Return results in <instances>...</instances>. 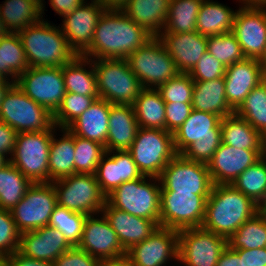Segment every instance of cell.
Instances as JSON below:
<instances>
[{
    "label": "cell",
    "mask_w": 266,
    "mask_h": 266,
    "mask_svg": "<svg viewBox=\"0 0 266 266\" xmlns=\"http://www.w3.org/2000/svg\"><path fill=\"white\" fill-rule=\"evenodd\" d=\"M153 35L120 9H106L95 28L90 47L81 55L89 59H126Z\"/></svg>",
    "instance_id": "6da1fadb"
},
{
    "label": "cell",
    "mask_w": 266,
    "mask_h": 266,
    "mask_svg": "<svg viewBox=\"0 0 266 266\" xmlns=\"http://www.w3.org/2000/svg\"><path fill=\"white\" fill-rule=\"evenodd\" d=\"M257 210L258 204L233 185L213 184L201 227L228 239Z\"/></svg>",
    "instance_id": "7a4b0ae2"
},
{
    "label": "cell",
    "mask_w": 266,
    "mask_h": 266,
    "mask_svg": "<svg viewBox=\"0 0 266 266\" xmlns=\"http://www.w3.org/2000/svg\"><path fill=\"white\" fill-rule=\"evenodd\" d=\"M222 117L199 110H192L190 116L173 133L177 154L186 159L208 164L222 142Z\"/></svg>",
    "instance_id": "3957f363"
},
{
    "label": "cell",
    "mask_w": 266,
    "mask_h": 266,
    "mask_svg": "<svg viewBox=\"0 0 266 266\" xmlns=\"http://www.w3.org/2000/svg\"><path fill=\"white\" fill-rule=\"evenodd\" d=\"M59 28L42 18L18 32L29 67H61L77 56Z\"/></svg>",
    "instance_id": "277c9868"
},
{
    "label": "cell",
    "mask_w": 266,
    "mask_h": 266,
    "mask_svg": "<svg viewBox=\"0 0 266 266\" xmlns=\"http://www.w3.org/2000/svg\"><path fill=\"white\" fill-rule=\"evenodd\" d=\"M160 201L161 183L159 178L144 175L122 183L107 196V202L112 207L136 217L154 220L159 226Z\"/></svg>",
    "instance_id": "5b68a950"
},
{
    "label": "cell",
    "mask_w": 266,
    "mask_h": 266,
    "mask_svg": "<svg viewBox=\"0 0 266 266\" xmlns=\"http://www.w3.org/2000/svg\"><path fill=\"white\" fill-rule=\"evenodd\" d=\"M93 66L100 98L111 104H133L143 87L126 59H96Z\"/></svg>",
    "instance_id": "8992f818"
},
{
    "label": "cell",
    "mask_w": 266,
    "mask_h": 266,
    "mask_svg": "<svg viewBox=\"0 0 266 266\" xmlns=\"http://www.w3.org/2000/svg\"><path fill=\"white\" fill-rule=\"evenodd\" d=\"M142 175L159 178L176 155L173 134L166 130L140 127L127 150Z\"/></svg>",
    "instance_id": "52a82bcc"
},
{
    "label": "cell",
    "mask_w": 266,
    "mask_h": 266,
    "mask_svg": "<svg viewBox=\"0 0 266 266\" xmlns=\"http://www.w3.org/2000/svg\"><path fill=\"white\" fill-rule=\"evenodd\" d=\"M51 183L56 191L57 205L70 211L96 215L107 202L95 174L75 173Z\"/></svg>",
    "instance_id": "ba28073f"
},
{
    "label": "cell",
    "mask_w": 266,
    "mask_h": 266,
    "mask_svg": "<svg viewBox=\"0 0 266 266\" xmlns=\"http://www.w3.org/2000/svg\"><path fill=\"white\" fill-rule=\"evenodd\" d=\"M126 60L143 88L157 89L180 73L157 36H153Z\"/></svg>",
    "instance_id": "9c48e42d"
},
{
    "label": "cell",
    "mask_w": 266,
    "mask_h": 266,
    "mask_svg": "<svg viewBox=\"0 0 266 266\" xmlns=\"http://www.w3.org/2000/svg\"><path fill=\"white\" fill-rule=\"evenodd\" d=\"M53 128L40 132L18 133L10 163L32 183L49 182V147Z\"/></svg>",
    "instance_id": "30bf717a"
},
{
    "label": "cell",
    "mask_w": 266,
    "mask_h": 266,
    "mask_svg": "<svg viewBox=\"0 0 266 266\" xmlns=\"http://www.w3.org/2000/svg\"><path fill=\"white\" fill-rule=\"evenodd\" d=\"M0 121L18 133L51 130L55 125L53 114L22 92L14 84L0 105Z\"/></svg>",
    "instance_id": "8fae6325"
},
{
    "label": "cell",
    "mask_w": 266,
    "mask_h": 266,
    "mask_svg": "<svg viewBox=\"0 0 266 266\" xmlns=\"http://www.w3.org/2000/svg\"><path fill=\"white\" fill-rule=\"evenodd\" d=\"M209 195L161 192L160 226L176 231L201 227Z\"/></svg>",
    "instance_id": "7c38bea8"
},
{
    "label": "cell",
    "mask_w": 266,
    "mask_h": 266,
    "mask_svg": "<svg viewBox=\"0 0 266 266\" xmlns=\"http://www.w3.org/2000/svg\"><path fill=\"white\" fill-rule=\"evenodd\" d=\"M56 206V191L51 182L32 183L11 214L18 230L23 233L48 226Z\"/></svg>",
    "instance_id": "4fadbf2b"
},
{
    "label": "cell",
    "mask_w": 266,
    "mask_h": 266,
    "mask_svg": "<svg viewBox=\"0 0 266 266\" xmlns=\"http://www.w3.org/2000/svg\"><path fill=\"white\" fill-rule=\"evenodd\" d=\"M16 86L52 114L66 94L61 67H28L18 76Z\"/></svg>",
    "instance_id": "5bb4252c"
},
{
    "label": "cell",
    "mask_w": 266,
    "mask_h": 266,
    "mask_svg": "<svg viewBox=\"0 0 266 266\" xmlns=\"http://www.w3.org/2000/svg\"><path fill=\"white\" fill-rule=\"evenodd\" d=\"M161 192H191L210 195L213 182L208 165L186 159L177 154L163 169L160 177Z\"/></svg>",
    "instance_id": "9a60e30c"
},
{
    "label": "cell",
    "mask_w": 266,
    "mask_h": 266,
    "mask_svg": "<svg viewBox=\"0 0 266 266\" xmlns=\"http://www.w3.org/2000/svg\"><path fill=\"white\" fill-rule=\"evenodd\" d=\"M228 239L202 227L178 231V262L184 266H216Z\"/></svg>",
    "instance_id": "2e32d148"
},
{
    "label": "cell",
    "mask_w": 266,
    "mask_h": 266,
    "mask_svg": "<svg viewBox=\"0 0 266 266\" xmlns=\"http://www.w3.org/2000/svg\"><path fill=\"white\" fill-rule=\"evenodd\" d=\"M178 231L161 227L145 240L126 251L132 266H166L167 261H178Z\"/></svg>",
    "instance_id": "e0dca14e"
},
{
    "label": "cell",
    "mask_w": 266,
    "mask_h": 266,
    "mask_svg": "<svg viewBox=\"0 0 266 266\" xmlns=\"http://www.w3.org/2000/svg\"><path fill=\"white\" fill-rule=\"evenodd\" d=\"M232 33L246 58L257 59L266 46V7L243 5L236 10Z\"/></svg>",
    "instance_id": "ac0fdd59"
},
{
    "label": "cell",
    "mask_w": 266,
    "mask_h": 266,
    "mask_svg": "<svg viewBox=\"0 0 266 266\" xmlns=\"http://www.w3.org/2000/svg\"><path fill=\"white\" fill-rule=\"evenodd\" d=\"M106 10L97 0L83 2L71 13L63 16L61 28L70 48L82 55L91 45L95 28Z\"/></svg>",
    "instance_id": "d6986e66"
},
{
    "label": "cell",
    "mask_w": 266,
    "mask_h": 266,
    "mask_svg": "<svg viewBox=\"0 0 266 266\" xmlns=\"http://www.w3.org/2000/svg\"><path fill=\"white\" fill-rule=\"evenodd\" d=\"M264 155V150L238 149L221 142L207 164L213 184L232 185L243 171Z\"/></svg>",
    "instance_id": "ffe728a7"
},
{
    "label": "cell",
    "mask_w": 266,
    "mask_h": 266,
    "mask_svg": "<svg viewBox=\"0 0 266 266\" xmlns=\"http://www.w3.org/2000/svg\"><path fill=\"white\" fill-rule=\"evenodd\" d=\"M101 217L88 215L86 217L81 241L78 247L90 256L100 260L116 259L126 256V251L121 246L116 232L109 221L101 212Z\"/></svg>",
    "instance_id": "44dd1931"
},
{
    "label": "cell",
    "mask_w": 266,
    "mask_h": 266,
    "mask_svg": "<svg viewBox=\"0 0 266 266\" xmlns=\"http://www.w3.org/2000/svg\"><path fill=\"white\" fill-rule=\"evenodd\" d=\"M224 81L227 102L236 111L252 89L264 81L259 61L245 58L226 67Z\"/></svg>",
    "instance_id": "7402d4cb"
},
{
    "label": "cell",
    "mask_w": 266,
    "mask_h": 266,
    "mask_svg": "<svg viewBox=\"0 0 266 266\" xmlns=\"http://www.w3.org/2000/svg\"><path fill=\"white\" fill-rule=\"evenodd\" d=\"M180 73H189L207 51V36L197 31L160 33L157 36Z\"/></svg>",
    "instance_id": "603a6c76"
},
{
    "label": "cell",
    "mask_w": 266,
    "mask_h": 266,
    "mask_svg": "<svg viewBox=\"0 0 266 266\" xmlns=\"http://www.w3.org/2000/svg\"><path fill=\"white\" fill-rule=\"evenodd\" d=\"M71 247L61 231L44 226L21 233L18 251L29 258L54 262Z\"/></svg>",
    "instance_id": "cb8c5ba5"
},
{
    "label": "cell",
    "mask_w": 266,
    "mask_h": 266,
    "mask_svg": "<svg viewBox=\"0 0 266 266\" xmlns=\"http://www.w3.org/2000/svg\"><path fill=\"white\" fill-rule=\"evenodd\" d=\"M95 175L106 196L122 183L143 176L127 150L106 152L97 166Z\"/></svg>",
    "instance_id": "d4e9b609"
},
{
    "label": "cell",
    "mask_w": 266,
    "mask_h": 266,
    "mask_svg": "<svg viewBox=\"0 0 266 266\" xmlns=\"http://www.w3.org/2000/svg\"><path fill=\"white\" fill-rule=\"evenodd\" d=\"M102 213L116 232L125 251L147 239L159 227L154 220L136 217L112 207L108 202L102 208Z\"/></svg>",
    "instance_id": "484cf974"
},
{
    "label": "cell",
    "mask_w": 266,
    "mask_h": 266,
    "mask_svg": "<svg viewBox=\"0 0 266 266\" xmlns=\"http://www.w3.org/2000/svg\"><path fill=\"white\" fill-rule=\"evenodd\" d=\"M139 128L132 105L112 104L105 151L128 150Z\"/></svg>",
    "instance_id": "4316f807"
},
{
    "label": "cell",
    "mask_w": 266,
    "mask_h": 266,
    "mask_svg": "<svg viewBox=\"0 0 266 266\" xmlns=\"http://www.w3.org/2000/svg\"><path fill=\"white\" fill-rule=\"evenodd\" d=\"M111 105L105 99H95L90 107L74 120L67 129L74 135L95 141L105 147Z\"/></svg>",
    "instance_id": "83f0119b"
},
{
    "label": "cell",
    "mask_w": 266,
    "mask_h": 266,
    "mask_svg": "<svg viewBox=\"0 0 266 266\" xmlns=\"http://www.w3.org/2000/svg\"><path fill=\"white\" fill-rule=\"evenodd\" d=\"M170 0H128L120 10L153 36L165 28Z\"/></svg>",
    "instance_id": "f1b7e54d"
},
{
    "label": "cell",
    "mask_w": 266,
    "mask_h": 266,
    "mask_svg": "<svg viewBox=\"0 0 266 266\" xmlns=\"http://www.w3.org/2000/svg\"><path fill=\"white\" fill-rule=\"evenodd\" d=\"M191 104L193 110L216 114L222 118L235 112L226 99L224 77L209 81H194Z\"/></svg>",
    "instance_id": "f546056e"
},
{
    "label": "cell",
    "mask_w": 266,
    "mask_h": 266,
    "mask_svg": "<svg viewBox=\"0 0 266 266\" xmlns=\"http://www.w3.org/2000/svg\"><path fill=\"white\" fill-rule=\"evenodd\" d=\"M56 130L57 127L54 126L49 147V182L74 175V134L67 128H59L58 130L62 131L63 135L57 139L54 135Z\"/></svg>",
    "instance_id": "4dcf8cb0"
},
{
    "label": "cell",
    "mask_w": 266,
    "mask_h": 266,
    "mask_svg": "<svg viewBox=\"0 0 266 266\" xmlns=\"http://www.w3.org/2000/svg\"><path fill=\"white\" fill-rule=\"evenodd\" d=\"M85 67L92 69L86 70ZM61 69L66 92L83 96H99L93 59L77 55L71 62L61 66Z\"/></svg>",
    "instance_id": "1f68e13d"
},
{
    "label": "cell",
    "mask_w": 266,
    "mask_h": 266,
    "mask_svg": "<svg viewBox=\"0 0 266 266\" xmlns=\"http://www.w3.org/2000/svg\"><path fill=\"white\" fill-rule=\"evenodd\" d=\"M222 143L238 149L263 150V136L235 112L221 120Z\"/></svg>",
    "instance_id": "d6a6232c"
},
{
    "label": "cell",
    "mask_w": 266,
    "mask_h": 266,
    "mask_svg": "<svg viewBox=\"0 0 266 266\" xmlns=\"http://www.w3.org/2000/svg\"><path fill=\"white\" fill-rule=\"evenodd\" d=\"M235 13L217 1L203 0L196 20V31L207 37L232 32Z\"/></svg>",
    "instance_id": "836d02e7"
},
{
    "label": "cell",
    "mask_w": 266,
    "mask_h": 266,
    "mask_svg": "<svg viewBox=\"0 0 266 266\" xmlns=\"http://www.w3.org/2000/svg\"><path fill=\"white\" fill-rule=\"evenodd\" d=\"M132 106L139 127L166 130L165 102L157 89L143 88Z\"/></svg>",
    "instance_id": "e575fe53"
},
{
    "label": "cell",
    "mask_w": 266,
    "mask_h": 266,
    "mask_svg": "<svg viewBox=\"0 0 266 266\" xmlns=\"http://www.w3.org/2000/svg\"><path fill=\"white\" fill-rule=\"evenodd\" d=\"M0 16L12 33H18L43 18L41 8L31 0H5L0 4Z\"/></svg>",
    "instance_id": "d590c367"
},
{
    "label": "cell",
    "mask_w": 266,
    "mask_h": 266,
    "mask_svg": "<svg viewBox=\"0 0 266 266\" xmlns=\"http://www.w3.org/2000/svg\"><path fill=\"white\" fill-rule=\"evenodd\" d=\"M29 67L22 41L18 33L9 32L0 37V72L16 82ZM8 76V77H7Z\"/></svg>",
    "instance_id": "8d00e7d4"
},
{
    "label": "cell",
    "mask_w": 266,
    "mask_h": 266,
    "mask_svg": "<svg viewBox=\"0 0 266 266\" xmlns=\"http://www.w3.org/2000/svg\"><path fill=\"white\" fill-rule=\"evenodd\" d=\"M32 182L12 163L0 168V209L12 210Z\"/></svg>",
    "instance_id": "74e56055"
},
{
    "label": "cell",
    "mask_w": 266,
    "mask_h": 266,
    "mask_svg": "<svg viewBox=\"0 0 266 266\" xmlns=\"http://www.w3.org/2000/svg\"><path fill=\"white\" fill-rule=\"evenodd\" d=\"M203 0H170L165 28L161 33L196 31V20Z\"/></svg>",
    "instance_id": "f35d334b"
},
{
    "label": "cell",
    "mask_w": 266,
    "mask_h": 266,
    "mask_svg": "<svg viewBox=\"0 0 266 266\" xmlns=\"http://www.w3.org/2000/svg\"><path fill=\"white\" fill-rule=\"evenodd\" d=\"M228 246L231 249L266 248V221L256 213L228 238Z\"/></svg>",
    "instance_id": "ab89813d"
},
{
    "label": "cell",
    "mask_w": 266,
    "mask_h": 266,
    "mask_svg": "<svg viewBox=\"0 0 266 266\" xmlns=\"http://www.w3.org/2000/svg\"><path fill=\"white\" fill-rule=\"evenodd\" d=\"M235 113L249 122L262 136L266 133V80L252 89Z\"/></svg>",
    "instance_id": "60d3db41"
},
{
    "label": "cell",
    "mask_w": 266,
    "mask_h": 266,
    "mask_svg": "<svg viewBox=\"0 0 266 266\" xmlns=\"http://www.w3.org/2000/svg\"><path fill=\"white\" fill-rule=\"evenodd\" d=\"M232 185L259 204L266 198V156L243 171Z\"/></svg>",
    "instance_id": "b9f144b4"
},
{
    "label": "cell",
    "mask_w": 266,
    "mask_h": 266,
    "mask_svg": "<svg viewBox=\"0 0 266 266\" xmlns=\"http://www.w3.org/2000/svg\"><path fill=\"white\" fill-rule=\"evenodd\" d=\"M86 217L87 215L57 205L51 214L48 226L61 231L72 246H78Z\"/></svg>",
    "instance_id": "7bdbcfd3"
},
{
    "label": "cell",
    "mask_w": 266,
    "mask_h": 266,
    "mask_svg": "<svg viewBox=\"0 0 266 266\" xmlns=\"http://www.w3.org/2000/svg\"><path fill=\"white\" fill-rule=\"evenodd\" d=\"M74 145V174H95L102 156L106 153L105 147L77 135H74Z\"/></svg>",
    "instance_id": "ee69618b"
},
{
    "label": "cell",
    "mask_w": 266,
    "mask_h": 266,
    "mask_svg": "<svg viewBox=\"0 0 266 266\" xmlns=\"http://www.w3.org/2000/svg\"><path fill=\"white\" fill-rule=\"evenodd\" d=\"M207 51L225 67L244 60L241 46L232 32L207 37Z\"/></svg>",
    "instance_id": "f6af8a7d"
},
{
    "label": "cell",
    "mask_w": 266,
    "mask_h": 266,
    "mask_svg": "<svg viewBox=\"0 0 266 266\" xmlns=\"http://www.w3.org/2000/svg\"><path fill=\"white\" fill-rule=\"evenodd\" d=\"M99 96H83L66 92L61 105L53 114V122L57 128H67L83 112H85Z\"/></svg>",
    "instance_id": "bcb514c9"
},
{
    "label": "cell",
    "mask_w": 266,
    "mask_h": 266,
    "mask_svg": "<svg viewBox=\"0 0 266 266\" xmlns=\"http://www.w3.org/2000/svg\"><path fill=\"white\" fill-rule=\"evenodd\" d=\"M193 89L194 81L188 73H179L157 88L164 102L173 103H192Z\"/></svg>",
    "instance_id": "7dc6e473"
},
{
    "label": "cell",
    "mask_w": 266,
    "mask_h": 266,
    "mask_svg": "<svg viewBox=\"0 0 266 266\" xmlns=\"http://www.w3.org/2000/svg\"><path fill=\"white\" fill-rule=\"evenodd\" d=\"M21 232L11 211L0 209V257H7L19 250Z\"/></svg>",
    "instance_id": "c3c4849f"
},
{
    "label": "cell",
    "mask_w": 266,
    "mask_h": 266,
    "mask_svg": "<svg viewBox=\"0 0 266 266\" xmlns=\"http://www.w3.org/2000/svg\"><path fill=\"white\" fill-rule=\"evenodd\" d=\"M226 67L208 51L188 73L193 81H209L224 77Z\"/></svg>",
    "instance_id": "681fc988"
},
{
    "label": "cell",
    "mask_w": 266,
    "mask_h": 266,
    "mask_svg": "<svg viewBox=\"0 0 266 266\" xmlns=\"http://www.w3.org/2000/svg\"><path fill=\"white\" fill-rule=\"evenodd\" d=\"M166 131L175 133L190 116L193 107L191 103L165 102Z\"/></svg>",
    "instance_id": "f907efd6"
},
{
    "label": "cell",
    "mask_w": 266,
    "mask_h": 266,
    "mask_svg": "<svg viewBox=\"0 0 266 266\" xmlns=\"http://www.w3.org/2000/svg\"><path fill=\"white\" fill-rule=\"evenodd\" d=\"M99 263L100 259L90 256L78 246H72L54 261V266H99Z\"/></svg>",
    "instance_id": "816d5d0a"
},
{
    "label": "cell",
    "mask_w": 266,
    "mask_h": 266,
    "mask_svg": "<svg viewBox=\"0 0 266 266\" xmlns=\"http://www.w3.org/2000/svg\"><path fill=\"white\" fill-rule=\"evenodd\" d=\"M18 132L5 122L0 121V153L8 156L13 153ZM8 154V155H7Z\"/></svg>",
    "instance_id": "f5cc1de1"
},
{
    "label": "cell",
    "mask_w": 266,
    "mask_h": 266,
    "mask_svg": "<svg viewBox=\"0 0 266 266\" xmlns=\"http://www.w3.org/2000/svg\"><path fill=\"white\" fill-rule=\"evenodd\" d=\"M216 266H244L243 249H231L228 246L218 258Z\"/></svg>",
    "instance_id": "db71d44e"
},
{
    "label": "cell",
    "mask_w": 266,
    "mask_h": 266,
    "mask_svg": "<svg viewBox=\"0 0 266 266\" xmlns=\"http://www.w3.org/2000/svg\"><path fill=\"white\" fill-rule=\"evenodd\" d=\"M244 266H266V248L243 249Z\"/></svg>",
    "instance_id": "11a10c76"
},
{
    "label": "cell",
    "mask_w": 266,
    "mask_h": 266,
    "mask_svg": "<svg viewBox=\"0 0 266 266\" xmlns=\"http://www.w3.org/2000/svg\"><path fill=\"white\" fill-rule=\"evenodd\" d=\"M10 266H54L52 261H42L24 256L19 251L7 256Z\"/></svg>",
    "instance_id": "9f6ffc18"
},
{
    "label": "cell",
    "mask_w": 266,
    "mask_h": 266,
    "mask_svg": "<svg viewBox=\"0 0 266 266\" xmlns=\"http://www.w3.org/2000/svg\"><path fill=\"white\" fill-rule=\"evenodd\" d=\"M85 0H49L52 9L61 17L71 13Z\"/></svg>",
    "instance_id": "6f0895ef"
},
{
    "label": "cell",
    "mask_w": 266,
    "mask_h": 266,
    "mask_svg": "<svg viewBox=\"0 0 266 266\" xmlns=\"http://www.w3.org/2000/svg\"><path fill=\"white\" fill-rule=\"evenodd\" d=\"M99 266H132L128 257L100 260Z\"/></svg>",
    "instance_id": "680465c9"
},
{
    "label": "cell",
    "mask_w": 266,
    "mask_h": 266,
    "mask_svg": "<svg viewBox=\"0 0 266 266\" xmlns=\"http://www.w3.org/2000/svg\"><path fill=\"white\" fill-rule=\"evenodd\" d=\"M106 9H120L128 0H97Z\"/></svg>",
    "instance_id": "91938a15"
},
{
    "label": "cell",
    "mask_w": 266,
    "mask_h": 266,
    "mask_svg": "<svg viewBox=\"0 0 266 266\" xmlns=\"http://www.w3.org/2000/svg\"><path fill=\"white\" fill-rule=\"evenodd\" d=\"M10 79H7L4 83H0V105L1 102L5 96V94L8 92V90L15 84V82L10 81Z\"/></svg>",
    "instance_id": "94428289"
},
{
    "label": "cell",
    "mask_w": 266,
    "mask_h": 266,
    "mask_svg": "<svg viewBox=\"0 0 266 266\" xmlns=\"http://www.w3.org/2000/svg\"><path fill=\"white\" fill-rule=\"evenodd\" d=\"M239 2L250 7H266V0H239Z\"/></svg>",
    "instance_id": "6125c7cd"
},
{
    "label": "cell",
    "mask_w": 266,
    "mask_h": 266,
    "mask_svg": "<svg viewBox=\"0 0 266 266\" xmlns=\"http://www.w3.org/2000/svg\"><path fill=\"white\" fill-rule=\"evenodd\" d=\"M259 64L260 67L262 69V74L264 77V80H266V46H265V50L263 52V55L259 58Z\"/></svg>",
    "instance_id": "be15d7a7"
},
{
    "label": "cell",
    "mask_w": 266,
    "mask_h": 266,
    "mask_svg": "<svg viewBox=\"0 0 266 266\" xmlns=\"http://www.w3.org/2000/svg\"><path fill=\"white\" fill-rule=\"evenodd\" d=\"M257 213L266 221V198L258 204Z\"/></svg>",
    "instance_id": "e7e4bbea"
},
{
    "label": "cell",
    "mask_w": 266,
    "mask_h": 266,
    "mask_svg": "<svg viewBox=\"0 0 266 266\" xmlns=\"http://www.w3.org/2000/svg\"><path fill=\"white\" fill-rule=\"evenodd\" d=\"M8 163H10V158H7L5 154L0 153V168H3Z\"/></svg>",
    "instance_id": "03108f58"
},
{
    "label": "cell",
    "mask_w": 266,
    "mask_h": 266,
    "mask_svg": "<svg viewBox=\"0 0 266 266\" xmlns=\"http://www.w3.org/2000/svg\"><path fill=\"white\" fill-rule=\"evenodd\" d=\"M8 33H9V31L5 27L4 22H3V20L1 19V16H0V37H3L5 35H7Z\"/></svg>",
    "instance_id": "003e7915"
},
{
    "label": "cell",
    "mask_w": 266,
    "mask_h": 266,
    "mask_svg": "<svg viewBox=\"0 0 266 266\" xmlns=\"http://www.w3.org/2000/svg\"><path fill=\"white\" fill-rule=\"evenodd\" d=\"M0 266H10V261L7 257H0Z\"/></svg>",
    "instance_id": "a7ac6f4b"
},
{
    "label": "cell",
    "mask_w": 266,
    "mask_h": 266,
    "mask_svg": "<svg viewBox=\"0 0 266 266\" xmlns=\"http://www.w3.org/2000/svg\"><path fill=\"white\" fill-rule=\"evenodd\" d=\"M33 2H35L40 8H41V13L44 14V10H45V6H44V3L43 1L44 0H31Z\"/></svg>",
    "instance_id": "89a4df30"
},
{
    "label": "cell",
    "mask_w": 266,
    "mask_h": 266,
    "mask_svg": "<svg viewBox=\"0 0 266 266\" xmlns=\"http://www.w3.org/2000/svg\"><path fill=\"white\" fill-rule=\"evenodd\" d=\"M6 80L7 78L0 72V83H4Z\"/></svg>",
    "instance_id": "2644e50d"
},
{
    "label": "cell",
    "mask_w": 266,
    "mask_h": 266,
    "mask_svg": "<svg viewBox=\"0 0 266 266\" xmlns=\"http://www.w3.org/2000/svg\"><path fill=\"white\" fill-rule=\"evenodd\" d=\"M263 150H264V153H265V156H266V143H263Z\"/></svg>",
    "instance_id": "8c879c8a"
},
{
    "label": "cell",
    "mask_w": 266,
    "mask_h": 266,
    "mask_svg": "<svg viewBox=\"0 0 266 266\" xmlns=\"http://www.w3.org/2000/svg\"><path fill=\"white\" fill-rule=\"evenodd\" d=\"M263 143H266V133L263 135Z\"/></svg>",
    "instance_id": "753ad0ef"
}]
</instances>
